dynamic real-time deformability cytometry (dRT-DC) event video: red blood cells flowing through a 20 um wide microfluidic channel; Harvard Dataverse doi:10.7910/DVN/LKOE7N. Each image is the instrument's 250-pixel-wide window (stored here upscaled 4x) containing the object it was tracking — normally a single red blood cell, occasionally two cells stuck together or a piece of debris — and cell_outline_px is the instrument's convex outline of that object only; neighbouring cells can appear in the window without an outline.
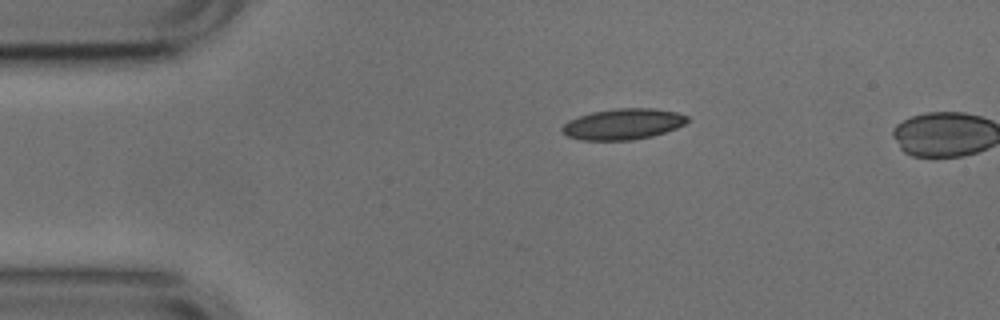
{"species": "common noctule bat (a hibernating species)", "species_latin": "Nyctalus noctula", "temperature_condition": "cold", "stored_images_in_passage": 2, "camera_frame_rate_fps": 3000, "um_per_image_px": 0.085, "animal": {"sex": "male", "body_mass_g": 17.9, "forearm_length_mm": 54.2}, "frame": {"image": 1, "passage_image": 1, "time_ms": 0.0, "image_size_px": [1000, 320], "cell_outline_px": [[688, 120], [684, 124], [676, 128], [652, 136], [632, 140], [580, 140], [568, 136], [560, 128], [568, 120], [592, 112], [616, 108], [652, 108], [676, 112], [688, 116]], "centroid_in_image_um": [52.95, 10.54], "position_along_channel_um": 32.0, "area_um2": 22.43}}